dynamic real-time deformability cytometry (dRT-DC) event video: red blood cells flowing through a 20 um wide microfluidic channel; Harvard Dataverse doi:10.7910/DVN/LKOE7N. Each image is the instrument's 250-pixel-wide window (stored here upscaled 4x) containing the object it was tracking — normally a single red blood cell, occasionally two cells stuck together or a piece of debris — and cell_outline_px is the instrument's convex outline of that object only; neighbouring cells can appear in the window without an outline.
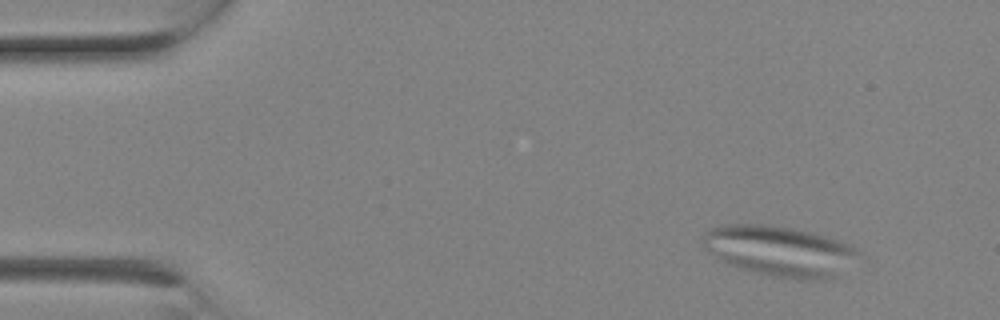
{"species": "Egyptian fruit bat (a non-hibernating species)", "species_latin": "Rousettus aegyptiacus", "temperature_condition": "room temperature", "stored_images_in_passage": 3, "camera_frame_rate_fps": 3000, "um_per_image_px": 0.085, "animal": {"sex": "female"}, "frame": {"image": 1, "passage_image": 1, "time_ms": 0.0, "image_size_px": [1000, 320], "cell_outline_px": [[860, 252], [832, 280], [796, 280], [772, 276], [756, 272], [728, 264], [720, 260], [704, 248], [704, 232], [708, 228], [724, 224], [768, 224], [792, 228], [812, 232], [848, 244]], "centroid_in_image_um": [66.22, 21.33], "position_along_channel_um": 18.8, "area_um2": 45.43}}